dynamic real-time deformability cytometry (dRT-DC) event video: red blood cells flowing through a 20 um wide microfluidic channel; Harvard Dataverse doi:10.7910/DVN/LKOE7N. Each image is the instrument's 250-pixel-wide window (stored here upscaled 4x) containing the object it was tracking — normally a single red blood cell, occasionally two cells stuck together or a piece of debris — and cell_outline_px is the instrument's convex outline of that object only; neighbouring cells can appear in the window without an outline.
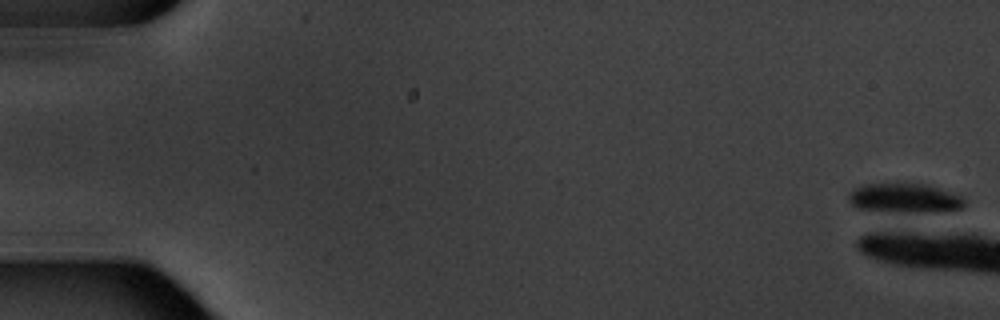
{"species": "common noctule bat (a hibernating species)", "species_latin": "Nyctalus noctula", "temperature_condition": "warm", "stored_images_in_passage": 1, "camera_frame_rate_fps": 3000, "um_per_image_px": 0.085, "animal": {"sex": "male", "body_mass_g": 20.1, "forearm_length_mm": 53.5}, "frame": {"image": 1, "passage_image": 1, "time_ms": 0.0, "image_size_px": [1000, 320], "cell_outline_px": [[964, 204], [960, 208], [860, 208], [852, 204], [848, 200], [848, 192], [864, 184], [896, 180], [900, 180], [924, 184], [960, 196], [964, 200]], "centroid_in_image_um": [76.72, 16.67], "position_along_channel_um": 8.3, "area_um2": 18.26}}